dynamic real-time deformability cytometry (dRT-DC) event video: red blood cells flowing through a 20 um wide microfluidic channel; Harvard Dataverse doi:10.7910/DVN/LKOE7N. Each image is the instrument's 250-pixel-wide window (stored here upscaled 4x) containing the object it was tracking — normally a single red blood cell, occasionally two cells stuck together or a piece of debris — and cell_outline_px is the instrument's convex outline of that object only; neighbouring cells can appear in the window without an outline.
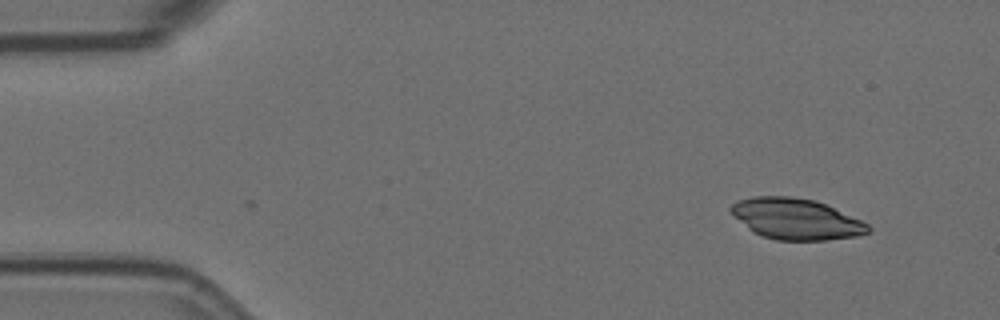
{"species": "Egyptian fruit bat (a non-hibernating species)", "species_latin": "Rousettus aegyptiacus", "temperature_condition": "room temperature", "stored_images_in_passage": 2, "camera_frame_rate_fps": 3000, "um_per_image_px": 0.085, "animal": {"sex": "female"}, "frame": {"image": 1, "passage_image": 2, "time_ms": 0.333, "image_size_px": [1000, 320], "cell_outline_px": [[872, 228], [868, 232], [856, 236], [824, 240], [776, 240], [760, 236], [752, 232], [728, 208], [732, 204], [740, 200], [752, 196], [788, 196], [816, 200], [860, 220], [868, 224]], "centroid_in_image_um": [67.65, 18.61], "position_along_channel_um": 17.4, "area_um2": 32.43}}